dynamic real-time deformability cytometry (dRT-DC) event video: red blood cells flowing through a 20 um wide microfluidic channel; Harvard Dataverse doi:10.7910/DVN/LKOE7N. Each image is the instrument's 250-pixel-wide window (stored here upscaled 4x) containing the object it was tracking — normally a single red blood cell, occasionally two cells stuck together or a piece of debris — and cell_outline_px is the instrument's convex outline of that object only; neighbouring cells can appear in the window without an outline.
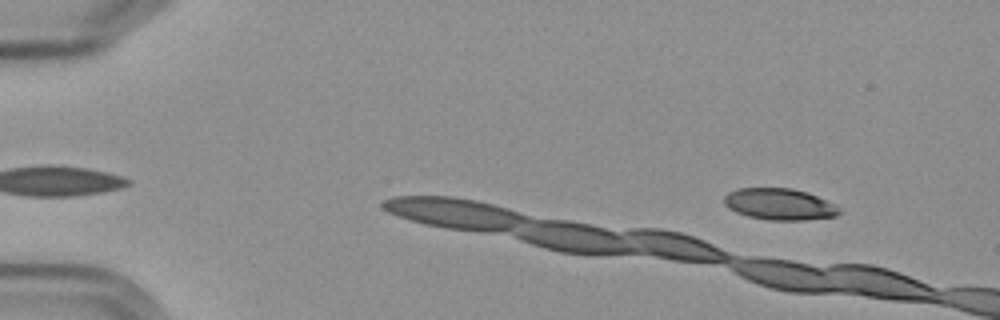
{"species": "Egyptian fruit bat (a non-hibernating species)", "species_latin": "Rousettus aegyptiacus", "temperature_condition": "cold", "stored_images_in_passage": 4, "camera_frame_rate_fps": 3000, "um_per_image_px": 0.085, "frame": {"image": 1, "passage_image": 1, "time_ms": 0.0, "image_size_px": [1000, 320], "cell_outline_px": [[840, 212], [836, 216], [804, 220], [768, 220], [748, 216], [736, 212], [728, 208], [724, 204], [724, 196], [728, 192], [740, 188], [792, 188], [808, 192], [836, 204], [840, 208]], "centroid_in_image_um": [66.27, 17.35], "position_along_channel_um": 18.7, "area_um2": 21.27}}